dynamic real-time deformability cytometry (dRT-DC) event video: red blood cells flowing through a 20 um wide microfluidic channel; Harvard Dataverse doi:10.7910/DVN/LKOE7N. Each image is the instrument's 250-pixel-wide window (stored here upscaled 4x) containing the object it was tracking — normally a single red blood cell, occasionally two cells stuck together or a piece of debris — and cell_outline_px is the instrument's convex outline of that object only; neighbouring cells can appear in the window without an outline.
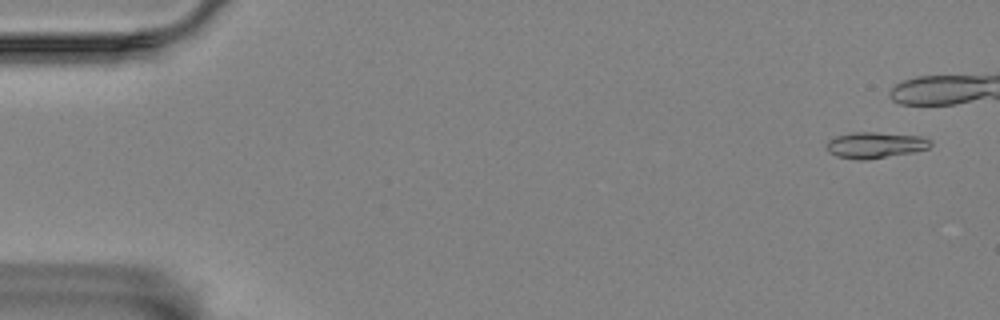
{"species": "Egyptian fruit bat (a non-hibernating species)", "species_latin": "Rousettus aegyptiacus", "temperature_condition": "room temperature", "stored_images_in_passage": 45, "camera_frame_rate_fps": 3000, "um_per_image_px": 0.085, "animal": {"sex": "female"}, "frame": {"image": 1, "passage_image": 2, "time_ms": 0.333, "image_size_px": [1000, 320], "cell_outline_px": [[932, 144], [928, 148], [912, 152], [864, 160], [860, 160], [836, 156], [828, 152], [828, 140], [836, 136], [852, 132], [876, 132], [920, 136], [932, 140]], "centroid_in_image_um": [74.39, 12.32], "position_along_channel_um": 10.6, "area_um2": 15.66}}
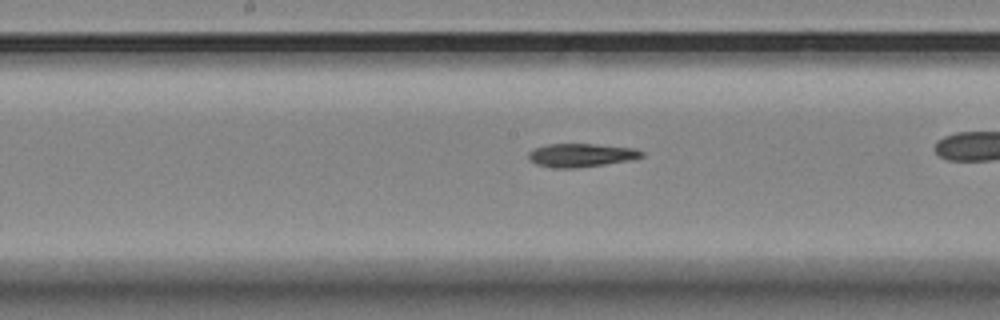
{"frame": {"image": 2, "passage_image": 29, "time_ms": 9.333, "image_size_px": [1000, 320], "cell_outline_px": [[644, 156], [628, 160], [604, 164], [568, 168], [556, 168], [536, 164], [528, 156], [528, 152], [536, 148], [548, 144], [592, 144], [636, 148], [644, 152]], "centroid_in_image_um": [49.41, 13.18], "position_along_channel_um": 198.8, "area_um2": 15.14}}
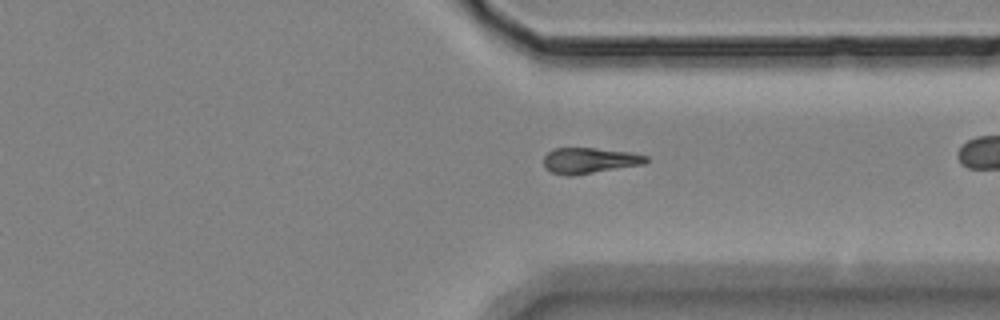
{"frame": {"image": 3, "passage_image": 43, "time_ms": 14.0, "image_size_px": [1000, 320], "cell_outline_px": [[648, 160], [644, 164], [572, 176], [568, 176], [552, 172], [544, 164], [544, 156], [548, 152], [556, 148], [592, 148], [628, 152], [648, 156]], "centroid_in_image_um": [50.11, 13.65], "position_along_channel_um": 361.3, "area_um2": 15.14}}